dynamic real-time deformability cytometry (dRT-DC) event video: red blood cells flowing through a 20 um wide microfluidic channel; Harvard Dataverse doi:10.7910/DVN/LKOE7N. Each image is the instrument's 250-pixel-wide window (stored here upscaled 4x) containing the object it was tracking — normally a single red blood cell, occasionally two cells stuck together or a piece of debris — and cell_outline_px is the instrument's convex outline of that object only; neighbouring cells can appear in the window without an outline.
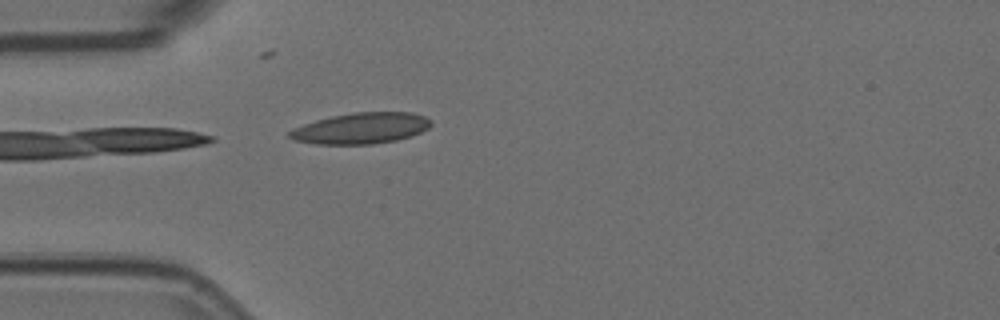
{"species": "Egyptian fruit bat (a non-hibernating species)", "species_latin": "Rousettus aegyptiacus", "temperature_condition": "room temperature", "stored_images_in_passage": 4, "camera_frame_rate_fps": 3000, "um_per_image_px": 0.085, "animal": {"sex": "female"}, "frame": {"image": 1, "passage_image": 4, "time_ms": 1.0, "image_size_px": [1000, 320], "cell_outline_px": [[432, 124], [428, 128], [412, 136], [396, 140], [372, 144], [316, 144], [296, 140], [288, 136], [288, 132], [292, 128], [316, 120], [332, 116], [352, 112], [412, 112], [424, 116], [432, 120]], "centroid_in_image_um": [30.71, 10.89], "position_along_channel_um": 54.3, "area_um2": 25.61}}